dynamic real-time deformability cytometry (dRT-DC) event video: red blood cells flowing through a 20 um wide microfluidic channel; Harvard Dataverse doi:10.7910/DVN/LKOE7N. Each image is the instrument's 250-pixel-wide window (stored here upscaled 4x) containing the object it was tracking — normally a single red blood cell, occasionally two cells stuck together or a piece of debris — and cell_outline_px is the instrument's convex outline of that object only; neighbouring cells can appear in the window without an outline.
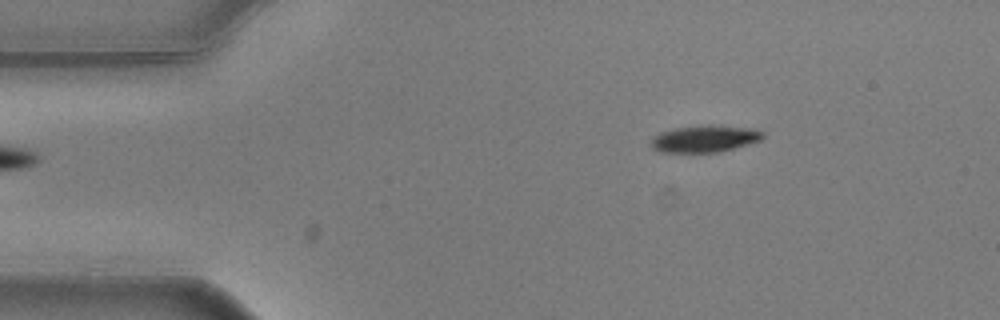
{"species": "common noctule bat (a hibernating species)", "species_latin": "Nyctalus noctula", "temperature_condition": "warm", "stored_images_in_passage": 48, "camera_frame_rate_fps": 3000, "um_per_image_px": 0.085, "animal": {"sex": "male", "body_mass_g": 20.5, "forearm_length_mm": 52.5}, "frame": {"image": 1, "passage_image": 1, "time_ms": 0.0, "image_size_px": [1000, 320], "cell_outline_px": [[764, 136], [760, 140], [720, 152], [660, 152], [652, 148], [652, 140], [660, 132], [672, 128], [708, 124], [720, 124], [748, 128], [764, 132]], "centroid_in_image_um": [59.9, 11.77], "position_along_channel_um": 25.1, "area_um2": 17.57}}
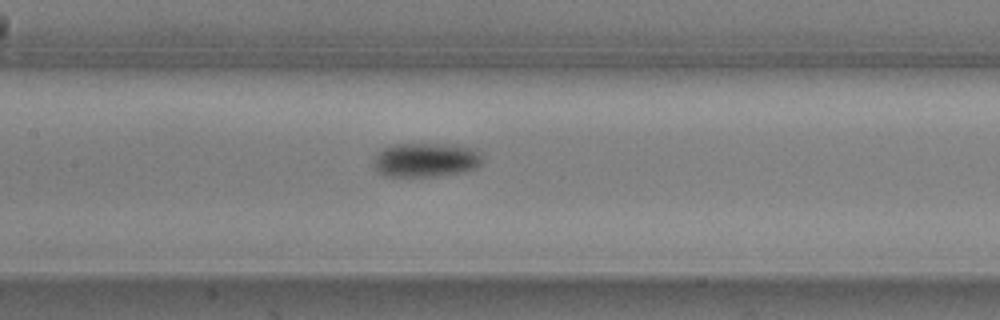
{"frame": {"image": 2, "passage_image": 18, "time_ms": 5.667, "image_size_px": [1000, 320], "cell_outline_px": [[484, 160], [476, 168], [460, 172], [436, 176], [384, 176], [376, 172], [372, 168], [372, 160], [380, 148], [388, 144], [456, 144], [472, 148], [480, 152]], "centroid_in_image_um": [36.13, 13.58], "position_along_channel_um": 171.3, "area_um2": 22.25}}
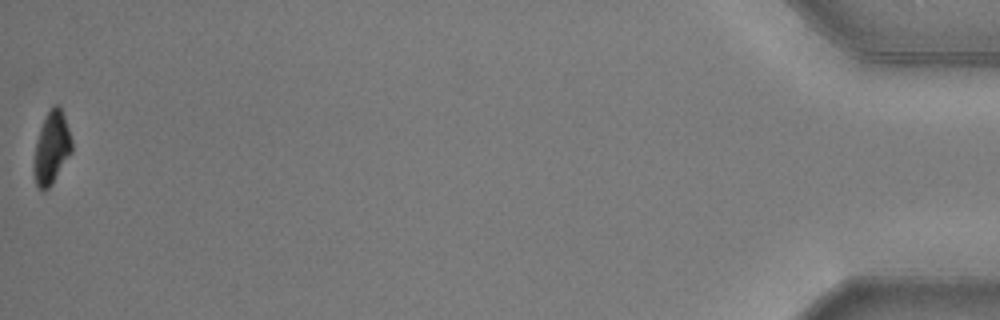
{"frame": {"image": 3, "passage_image": 48, "time_ms": 15.667, "image_size_px": [1000, 320], "cell_outline_px": [[72, 152], [52, 184], [44, 192], [36, 188], [32, 172], [32, 168], [36, 140], [40, 128], [52, 104], [60, 104], [72, 140]], "centroid_in_image_um": [4.36, 12.61], "position_along_channel_um": 430.8, "area_um2": 16.36}, "authors_computed_cell_mechanics": {"area_um2": 19.3919, "velocity_mm_per_s": 3.6255, "shape_relaxation_time_tau1_ms": 1.3893, "shape_relaxation_time_tau2_ms": null, "deformation_change_tau1": 0.1404, "deformation_change_tau2": null}}